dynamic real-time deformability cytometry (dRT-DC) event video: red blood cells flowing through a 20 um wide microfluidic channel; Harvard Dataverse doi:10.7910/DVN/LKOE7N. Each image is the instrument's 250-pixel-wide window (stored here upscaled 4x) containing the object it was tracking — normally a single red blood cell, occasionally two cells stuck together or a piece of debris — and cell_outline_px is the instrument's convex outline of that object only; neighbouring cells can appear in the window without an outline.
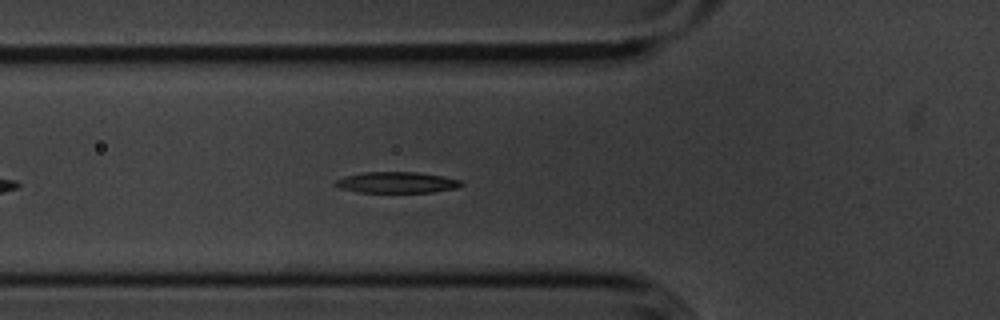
{"species": "common noctule bat (a hibernating species)", "species_latin": "Nyctalus noctula", "temperature_condition": "cold", "stored_images_in_passage": 36, "camera_frame_rate_fps": 3000, "um_per_image_px": 0.085, "animal": {"sex": "male", "body_mass_g": 20.1, "forearm_length_mm": 53.5}, "frame": {"image": 1, "passage_image": 9, "time_ms": 2.667, "image_size_px": [1000, 320], "cell_outline_px": [[464, 184], [456, 188], [432, 192], [360, 192], [340, 188], [332, 184], [336, 180], [344, 176], [364, 172], [416, 172], [440, 176], [460, 180]], "centroid_in_image_um": [33.68, 15.51], "position_along_channel_um": 92.1, "area_um2": 15.32}}
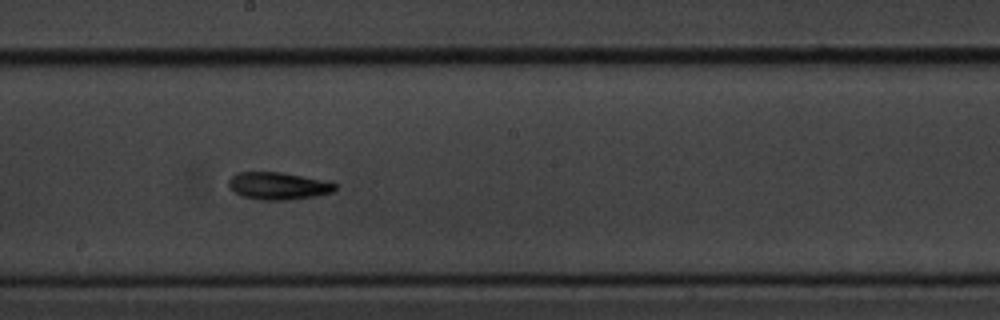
{"frame": {"image": 2, "passage_image": 20, "time_ms": 6.333, "image_size_px": [1000, 320], "cell_outline_px": [[336, 188], [332, 192], [316, 196], [288, 200], [260, 200], [240, 196], [232, 192], [228, 188], [228, 180], [236, 172], [280, 172], [324, 180], [336, 184]], "centroid_in_image_um": [23.58, 15.81], "position_along_channel_um": 224.6, "area_um2": 17.17}}
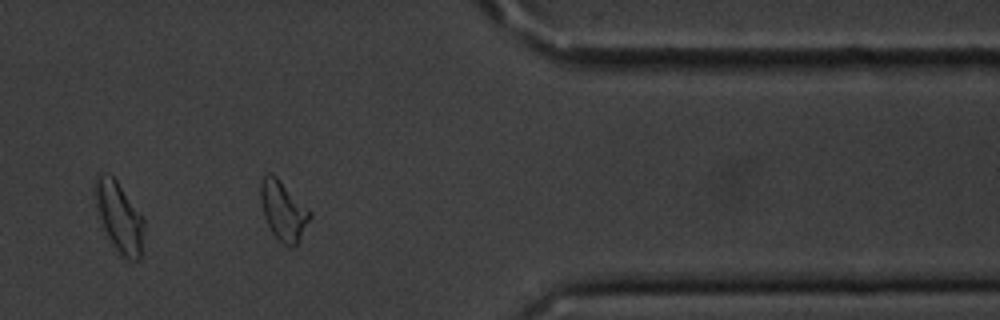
{"frame": {"image": 3, "passage_image": 35, "time_ms": 11.333, "image_size_px": [1000, 320], "cell_outline_px": [[144, 228], [140, 256], [136, 260], [128, 260], [116, 248], [108, 236], [104, 228], [92, 192], [92, 184], [96, 176], [112, 176], [116, 180], [144, 220]], "centroid_in_image_um": [10.11, 18.42], "position_along_channel_um": 401.3, "area_um2": 19.25}, "authors_computed_cell_mechanics": {"area_um2": 16.1551, "velocity_mm_per_s": 3.5911, "shape_relaxation_time_tau1_ms": 2.5793, "shape_relaxation_time_tau2_ms": null, "deformation_change_tau1": 0.1292, "deformation_change_tau2": null}}